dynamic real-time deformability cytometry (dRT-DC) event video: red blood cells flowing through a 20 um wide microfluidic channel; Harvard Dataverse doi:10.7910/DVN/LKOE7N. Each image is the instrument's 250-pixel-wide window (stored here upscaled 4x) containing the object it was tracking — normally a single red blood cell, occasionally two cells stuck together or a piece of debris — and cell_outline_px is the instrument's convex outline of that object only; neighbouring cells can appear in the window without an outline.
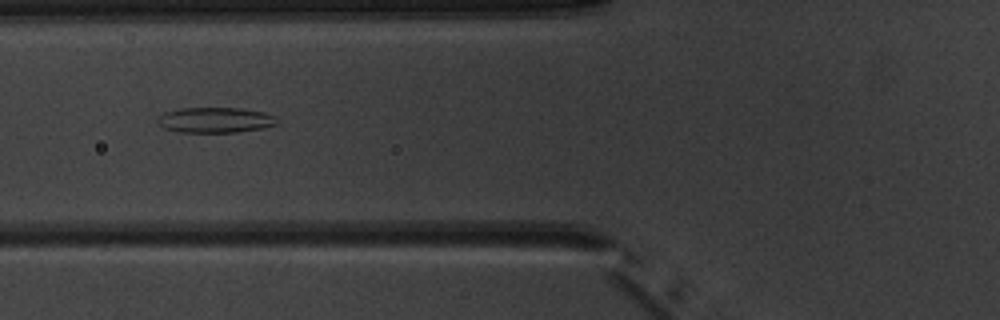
{"species": "common noctule bat (a hibernating species)", "species_latin": "Nyctalus noctula", "temperature_condition": "warm", "stored_images_in_passage": 8, "camera_frame_rate_fps": 3000, "um_per_image_px": 0.085, "animal": {"sex": "male", "body_mass_g": 20.1, "forearm_length_mm": 53.5}, "frame": {"image": 1, "passage_image": 5, "time_ms": 5.0, "image_size_px": [1000, 320], "cell_outline_px": [[276, 124], [264, 128], [236, 132], [180, 132], [164, 128], [156, 120], [164, 112], [180, 108], [240, 108], [264, 112], [276, 116]], "centroid_in_image_um": [18.3, 10.2], "position_along_channel_um": 107.5, "area_um2": 17.63}}
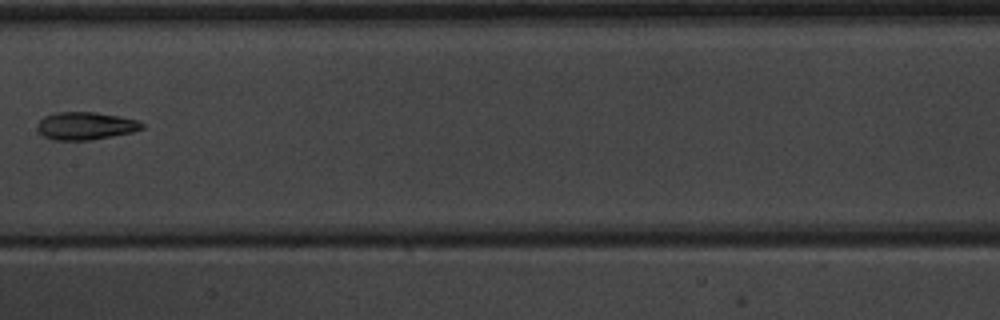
{"frame": {"image": 2, "passage_image": 7, "time_ms": 7.333, "image_size_px": [1000, 320], "cell_outline_px": [[144, 128], [132, 132], [92, 140], [52, 140], [44, 136], [36, 128], [36, 124], [44, 116], [56, 112], [96, 112], [120, 116], [140, 120], [144, 124]], "centroid_in_image_um": [7.28, 10.69], "position_along_channel_um": 200.1, "area_um2": 17.11}}
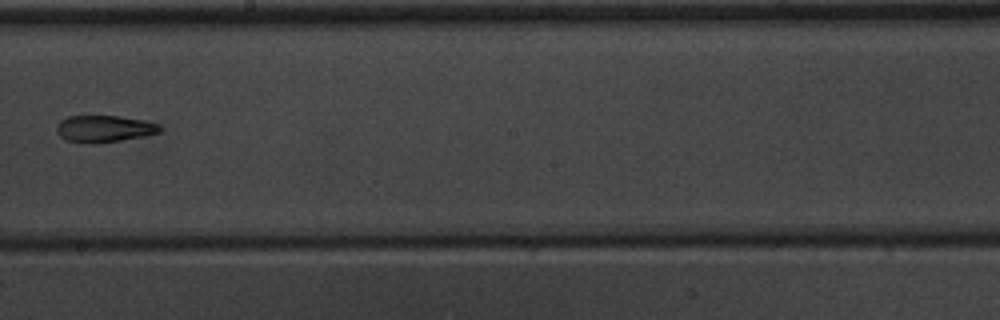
{"frame": {"image": 3, "passage_image": 8, "time_ms": 8.333, "image_size_px": [1000, 320], "cell_outline_px": [[164, 128], [160, 132], [144, 136], [120, 140], [92, 144], [88, 144], [64, 140], [56, 132], [56, 124], [60, 120], [68, 116], [116, 116], [144, 120], [160, 124]], "centroid_in_image_um": [8.84, 10.95], "position_along_channel_um": 239.4, "area_um2": 16.36}}